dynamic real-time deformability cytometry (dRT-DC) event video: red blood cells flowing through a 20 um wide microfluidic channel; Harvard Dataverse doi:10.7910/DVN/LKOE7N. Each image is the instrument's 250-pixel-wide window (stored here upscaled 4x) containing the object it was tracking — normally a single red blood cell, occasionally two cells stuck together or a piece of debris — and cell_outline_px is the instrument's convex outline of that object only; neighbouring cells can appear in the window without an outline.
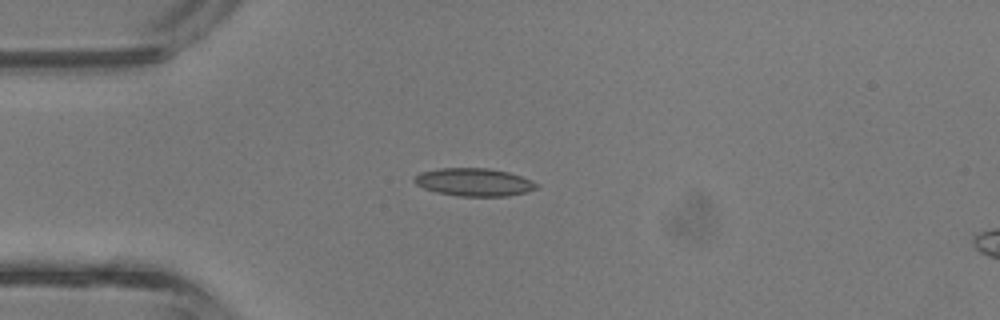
{"species": "common noctule bat (a hibernating species)", "species_latin": "Nyctalus noctula", "temperature_condition": "room temperature", "stored_images_in_passage": 4, "camera_frame_rate_fps": 3000, "um_per_image_px": 0.085, "animal": {"sex": "male", "body_mass_g": 13.3}, "frame": {"image": 1, "passage_image": 4, "time_ms": 1.0, "image_size_px": [1000, 320], "cell_outline_px": [[540, 184], [536, 188], [524, 192], [508, 196], [460, 196], [436, 192], [424, 188], [416, 184], [412, 180], [420, 172], [440, 168], [488, 168], [508, 172], [532, 180]], "centroid_in_image_um": [40.28, 15.48], "position_along_channel_um": 44.7, "area_um2": 19.77}}